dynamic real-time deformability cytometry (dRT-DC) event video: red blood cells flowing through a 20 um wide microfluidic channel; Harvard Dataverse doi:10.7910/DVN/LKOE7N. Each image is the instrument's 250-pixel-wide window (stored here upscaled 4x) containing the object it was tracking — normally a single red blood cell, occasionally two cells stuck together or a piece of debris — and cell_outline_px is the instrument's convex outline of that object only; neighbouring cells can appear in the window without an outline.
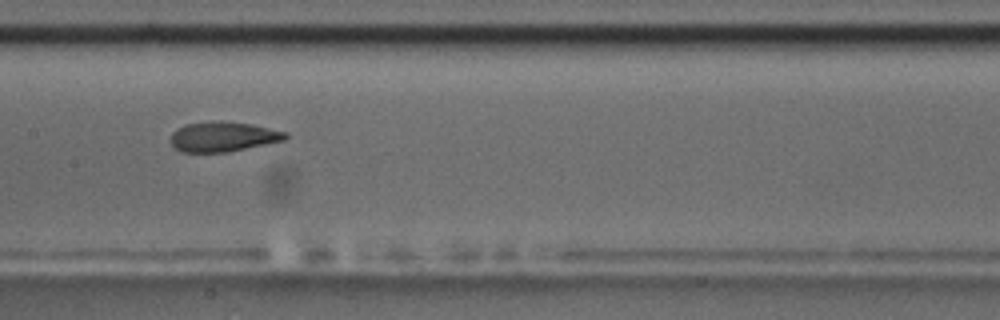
{"species": "common noctule bat (a hibernating species)", "species_latin": "Nyctalus noctula", "temperature_condition": "room temperature", "stored_images_in_passage": 11, "camera_frame_rate_fps": 3000, "um_per_image_px": 0.085, "animal": {"sex": "male", "body_mass_g": 17.5, "forearm_length_mm": 52.3}, "frame": {"image": 1, "passage_image": 8, "time_ms": 9.0, "image_size_px": [1000, 320], "cell_outline_px": [[288, 136], [284, 140], [228, 152], [184, 152], [176, 148], [172, 144], [172, 132], [176, 128], [184, 124], [212, 120], [220, 120], [252, 124], [288, 132]], "centroid_in_image_um": [18.96, 11.59], "position_along_channel_um": 188.4, "area_um2": 20.11}}